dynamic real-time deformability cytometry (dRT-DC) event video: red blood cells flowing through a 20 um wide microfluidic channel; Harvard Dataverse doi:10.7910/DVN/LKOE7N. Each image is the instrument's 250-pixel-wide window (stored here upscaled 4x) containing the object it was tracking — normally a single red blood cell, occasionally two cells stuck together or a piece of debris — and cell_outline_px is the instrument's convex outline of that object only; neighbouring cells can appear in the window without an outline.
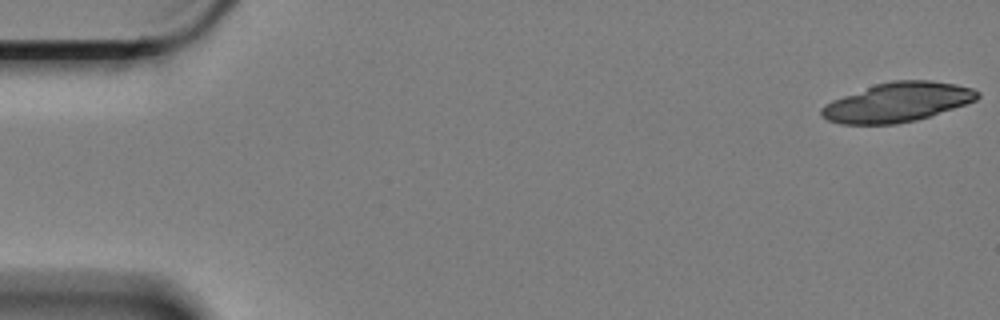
{"species": "Egyptian fruit bat (a non-hibernating species)", "species_latin": "Rousettus aegyptiacus", "temperature_condition": "cold", "stored_images_in_passage": 7, "segment_of_instrument_passage": [2, 2], "camera_frame_rate_fps": 3000, "um_per_image_px": 0.085, "animal": {"sex": "female"}, "frame": {"image": 1, "passage_image": 7, "time_ms": 2.0, "image_size_px": [1000, 320], "cell_outline_px": [[980, 96], [976, 100], [916, 120], [896, 124], [840, 124], [828, 120], [820, 116], [820, 108], [832, 100], [876, 84], [892, 80], [932, 80], [956, 84], [972, 88], [980, 92]], "centroid_in_image_um": [76.26, 8.69], "position_along_channel_um": 8.7, "area_um2": 35.49}}